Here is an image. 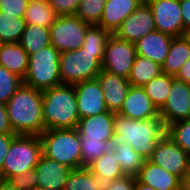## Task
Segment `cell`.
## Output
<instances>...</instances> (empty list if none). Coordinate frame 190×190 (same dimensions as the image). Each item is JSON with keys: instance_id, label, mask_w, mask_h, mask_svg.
Masks as SVG:
<instances>
[{"instance_id": "21", "label": "cell", "mask_w": 190, "mask_h": 190, "mask_svg": "<svg viewBox=\"0 0 190 190\" xmlns=\"http://www.w3.org/2000/svg\"><path fill=\"white\" fill-rule=\"evenodd\" d=\"M136 179L155 190H181V180L164 168L145 160Z\"/></svg>"}, {"instance_id": "16", "label": "cell", "mask_w": 190, "mask_h": 190, "mask_svg": "<svg viewBox=\"0 0 190 190\" xmlns=\"http://www.w3.org/2000/svg\"><path fill=\"white\" fill-rule=\"evenodd\" d=\"M101 85L104 100L109 111L117 113L131 87L127 78L102 70L96 77Z\"/></svg>"}, {"instance_id": "1", "label": "cell", "mask_w": 190, "mask_h": 190, "mask_svg": "<svg viewBox=\"0 0 190 190\" xmlns=\"http://www.w3.org/2000/svg\"><path fill=\"white\" fill-rule=\"evenodd\" d=\"M166 132L167 128L161 118L134 120L115 113L114 133L109 139V145L129 143L135 152L148 160Z\"/></svg>"}, {"instance_id": "42", "label": "cell", "mask_w": 190, "mask_h": 190, "mask_svg": "<svg viewBox=\"0 0 190 190\" xmlns=\"http://www.w3.org/2000/svg\"><path fill=\"white\" fill-rule=\"evenodd\" d=\"M0 133H14L9 122L5 103L0 102Z\"/></svg>"}, {"instance_id": "36", "label": "cell", "mask_w": 190, "mask_h": 190, "mask_svg": "<svg viewBox=\"0 0 190 190\" xmlns=\"http://www.w3.org/2000/svg\"><path fill=\"white\" fill-rule=\"evenodd\" d=\"M166 134L190 156V119L169 125Z\"/></svg>"}, {"instance_id": "32", "label": "cell", "mask_w": 190, "mask_h": 190, "mask_svg": "<svg viewBox=\"0 0 190 190\" xmlns=\"http://www.w3.org/2000/svg\"><path fill=\"white\" fill-rule=\"evenodd\" d=\"M111 35L101 26L91 24L87 28L82 48L85 51L97 52V60L102 64L106 43Z\"/></svg>"}, {"instance_id": "20", "label": "cell", "mask_w": 190, "mask_h": 190, "mask_svg": "<svg viewBox=\"0 0 190 190\" xmlns=\"http://www.w3.org/2000/svg\"><path fill=\"white\" fill-rule=\"evenodd\" d=\"M173 37L155 30L135 43L137 55L162 65L170 50Z\"/></svg>"}, {"instance_id": "7", "label": "cell", "mask_w": 190, "mask_h": 190, "mask_svg": "<svg viewBox=\"0 0 190 190\" xmlns=\"http://www.w3.org/2000/svg\"><path fill=\"white\" fill-rule=\"evenodd\" d=\"M102 71V64L97 60V52L78 50L60 53L59 73L62 84H76L78 82L96 78Z\"/></svg>"}, {"instance_id": "44", "label": "cell", "mask_w": 190, "mask_h": 190, "mask_svg": "<svg viewBox=\"0 0 190 190\" xmlns=\"http://www.w3.org/2000/svg\"><path fill=\"white\" fill-rule=\"evenodd\" d=\"M177 80L190 84V57L181 67L179 73L175 77Z\"/></svg>"}, {"instance_id": "35", "label": "cell", "mask_w": 190, "mask_h": 190, "mask_svg": "<svg viewBox=\"0 0 190 190\" xmlns=\"http://www.w3.org/2000/svg\"><path fill=\"white\" fill-rule=\"evenodd\" d=\"M23 84V79L0 66V102L7 103L17 89Z\"/></svg>"}, {"instance_id": "27", "label": "cell", "mask_w": 190, "mask_h": 190, "mask_svg": "<svg viewBox=\"0 0 190 190\" xmlns=\"http://www.w3.org/2000/svg\"><path fill=\"white\" fill-rule=\"evenodd\" d=\"M110 149L116 153V159L124 175L136 177L145 162V158L134 151L129 143L111 145Z\"/></svg>"}, {"instance_id": "15", "label": "cell", "mask_w": 190, "mask_h": 190, "mask_svg": "<svg viewBox=\"0 0 190 190\" xmlns=\"http://www.w3.org/2000/svg\"><path fill=\"white\" fill-rule=\"evenodd\" d=\"M134 120L160 118L159 111L143 87L131 86L121 109L117 112Z\"/></svg>"}, {"instance_id": "40", "label": "cell", "mask_w": 190, "mask_h": 190, "mask_svg": "<svg viewBox=\"0 0 190 190\" xmlns=\"http://www.w3.org/2000/svg\"><path fill=\"white\" fill-rule=\"evenodd\" d=\"M136 177L124 175L112 180L108 190H135Z\"/></svg>"}, {"instance_id": "46", "label": "cell", "mask_w": 190, "mask_h": 190, "mask_svg": "<svg viewBox=\"0 0 190 190\" xmlns=\"http://www.w3.org/2000/svg\"><path fill=\"white\" fill-rule=\"evenodd\" d=\"M181 190H190V167L181 179Z\"/></svg>"}, {"instance_id": "24", "label": "cell", "mask_w": 190, "mask_h": 190, "mask_svg": "<svg viewBox=\"0 0 190 190\" xmlns=\"http://www.w3.org/2000/svg\"><path fill=\"white\" fill-rule=\"evenodd\" d=\"M190 57V40L184 36L173 37L170 50L162 66V73L176 77Z\"/></svg>"}, {"instance_id": "2", "label": "cell", "mask_w": 190, "mask_h": 190, "mask_svg": "<svg viewBox=\"0 0 190 190\" xmlns=\"http://www.w3.org/2000/svg\"><path fill=\"white\" fill-rule=\"evenodd\" d=\"M5 105L15 134L40 136L44 132L42 91L23 83Z\"/></svg>"}, {"instance_id": "4", "label": "cell", "mask_w": 190, "mask_h": 190, "mask_svg": "<svg viewBox=\"0 0 190 190\" xmlns=\"http://www.w3.org/2000/svg\"><path fill=\"white\" fill-rule=\"evenodd\" d=\"M40 138L44 156L71 169L82 168L81 142L76 128L45 130Z\"/></svg>"}, {"instance_id": "19", "label": "cell", "mask_w": 190, "mask_h": 190, "mask_svg": "<svg viewBox=\"0 0 190 190\" xmlns=\"http://www.w3.org/2000/svg\"><path fill=\"white\" fill-rule=\"evenodd\" d=\"M144 0H106L102 17L97 25L114 34L122 22L135 11Z\"/></svg>"}, {"instance_id": "30", "label": "cell", "mask_w": 190, "mask_h": 190, "mask_svg": "<svg viewBox=\"0 0 190 190\" xmlns=\"http://www.w3.org/2000/svg\"><path fill=\"white\" fill-rule=\"evenodd\" d=\"M87 168L92 174L104 176L111 180L124 176V173L117 162L116 153L110 148L105 154L94 160Z\"/></svg>"}, {"instance_id": "49", "label": "cell", "mask_w": 190, "mask_h": 190, "mask_svg": "<svg viewBox=\"0 0 190 190\" xmlns=\"http://www.w3.org/2000/svg\"><path fill=\"white\" fill-rule=\"evenodd\" d=\"M185 35L190 40V30H188Z\"/></svg>"}, {"instance_id": "13", "label": "cell", "mask_w": 190, "mask_h": 190, "mask_svg": "<svg viewBox=\"0 0 190 190\" xmlns=\"http://www.w3.org/2000/svg\"><path fill=\"white\" fill-rule=\"evenodd\" d=\"M156 30L155 20L149 5L143 1L115 31L114 35L122 40L136 43Z\"/></svg>"}, {"instance_id": "14", "label": "cell", "mask_w": 190, "mask_h": 190, "mask_svg": "<svg viewBox=\"0 0 190 190\" xmlns=\"http://www.w3.org/2000/svg\"><path fill=\"white\" fill-rule=\"evenodd\" d=\"M74 88L80 119L109 111L97 78L78 82Z\"/></svg>"}, {"instance_id": "43", "label": "cell", "mask_w": 190, "mask_h": 190, "mask_svg": "<svg viewBox=\"0 0 190 190\" xmlns=\"http://www.w3.org/2000/svg\"><path fill=\"white\" fill-rule=\"evenodd\" d=\"M180 9L186 34L190 30V0H180Z\"/></svg>"}, {"instance_id": "10", "label": "cell", "mask_w": 190, "mask_h": 190, "mask_svg": "<svg viewBox=\"0 0 190 190\" xmlns=\"http://www.w3.org/2000/svg\"><path fill=\"white\" fill-rule=\"evenodd\" d=\"M148 160L177 176L180 180L190 167V156L167 134L159 140Z\"/></svg>"}, {"instance_id": "25", "label": "cell", "mask_w": 190, "mask_h": 190, "mask_svg": "<svg viewBox=\"0 0 190 190\" xmlns=\"http://www.w3.org/2000/svg\"><path fill=\"white\" fill-rule=\"evenodd\" d=\"M19 43L28 55L35 54L51 45L50 28L26 23Z\"/></svg>"}, {"instance_id": "9", "label": "cell", "mask_w": 190, "mask_h": 190, "mask_svg": "<svg viewBox=\"0 0 190 190\" xmlns=\"http://www.w3.org/2000/svg\"><path fill=\"white\" fill-rule=\"evenodd\" d=\"M136 56L134 43L112 34L106 43L102 70L128 79Z\"/></svg>"}, {"instance_id": "38", "label": "cell", "mask_w": 190, "mask_h": 190, "mask_svg": "<svg viewBox=\"0 0 190 190\" xmlns=\"http://www.w3.org/2000/svg\"><path fill=\"white\" fill-rule=\"evenodd\" d=\"M49 5L59 16L75 15L81 0H48Z\"/></svg>"}, {"instance_id": "31", "label": "cell", "mask_w": 190, "mask_h": 190, "mask_svg": "<svg viewBox=\"0 0 190 190\" xmlns=\"http://www.w3.org/2000/svg\"><path fill=\"white\" fill-rule=\"evenodd\" d=\"M25 25L24 18L0 12V44L19 43Z\"/></svg>"}, {"instance_id": "5", "label": "cell", "mask_w": 190, "mask_h": 190, "mask_svg": "<svg viewBox=\"0 0 190 190\" xmlns=\"http://www.w3.org/2000/svg\"><path fill=\"white\" fill-rule=\"evenodd\" d=\"M42 154L40 136L17 134L10 144L0 177L9 180L35 169Z\"/></svg>"}, {"instance_id": "11", "label": "cell", "mask_w": 190, "mask_h": 190, "mask_svg": "<svg viewBox=\"0 0 190 190\" xmlns=\"http://www.w3.org/2000/svg\"><path fill=\"white\" fill-rule=\"evenodd\" d=\"M150 7L156 30L180 37L185 35L179 0H144Z\"/></svg>"}, {"instance_id": "29", "label": "cell", "mask_w": 190, "mask_h": 190, "mask_svg": "<svg viewBox=\"0 0 190 190\" xmlns=\"http://www.w3.org/2000/svg\"><path fill=\"white\" fill-rule=\"evenodd\" d=\"M174 79V76L161 73L143 87L147 96L151 99L158 111L166 103V100L171 93V86Z\"/></svg>"}, {"instance_id": "12", "label": "cell", "mask_w": 190, "mask_h": 190, "mask_svg": "<svg viewBox=\"0 0 190 190\" xmlns=\"http://www.w3.org/2000/svg\"><path fill=\"white\" fill-rule=\"evenodd\" d=\"M159 116L166 128L178 121L190 119V84L173 80L171 93L159 110Z\"/></svg>"}, {"instance_id": "33", "label": "cell", "mask_w": 190, "mask_h": 190, "mask_svg": "<svg viewBox=\"0 0 190 190\" xmlns=\"http://www.w3.org/2000/svg\"><path fill=\"white\" fill-rule=\"evenodd\" d=\"M79 140L81 142L82 168L88 167L110 148L109 141L86 138H79Z\"/></svg>"}, {"instance_id": "47", "label": "cell", "mask_w": 190, "mask_h": 190, "mask_svg": "<svg viewBox=\"0 0 190 190\" xmlns=\"http://www.w3.org/2000/svg\"><path fill=\"white\" fill-rule=\"evenodd\" d=\"M135 190H155L153 187L140 183L137 179L135 181Z\"/></svg>"}, {"instance_id": "41", "label": "cell", "mask_w": 190, "mask_h": 190, "mask_svg": "<svg viewBox=\"0 0 190 190\" xmlns=\"http://www.w3.org/2000/svg\"><path fill=\"white\" fill-rule=\"evenodd\" d=\"M16 135L17 134L15 133H0V172L2 171L3 163L10 148V144Z\"/></svg>"}, {"instance_id": "17", "label": "cell", "mask_w": 190, "mask_h": 190, "mask_svg": "<svg viewBox=\"0 0 190 190\" xmlns=\"http://www.w3.org/2000/svg\"><path fill=\"white\" fill-rule=\"evenodd\" d=\"M71 168L41 155L35 171L38 173L37 186L47 190H64Z\"/></svg>"}, {"instance_id": "22", "label": "cell", "mask_w": 190, "mask_h": 190, "mask_svg": "<svg viewBox=\"0 0 190 190\" xmlns=\"http://www.w3.org/2000/svg\"><path fill=\"white\" fill-rule=\"evenodd\" d=\"M29 55L20 43L0 44V66L24 79L28 69Z\"/></svg>"}, {"instance_id": "6", "label": "cell", "mask_w": 190, "mask_h": 190, "mask_svg": "<svg viewBox=\"0 0 190 190\" xmlns=\"http://www.w3.org/2000/svg\"><path fill=\"white\" fill-rule=\"evenodd\" d=\"M60 52L52 45L29 55L28 69L23 83L40 91L60 85Z\"/></svg>"}, {"instance_id": "23", "label": "cell", "mask_w": 190, "mask_h": 190, "mask_svg": "<svg viewBox=\"0 0 190 190\" xmlns=\"http://www.w3.org/2000/svg\"><path fill=\"white\" fill-rule=\"evenodd\" d=\"M112 180L92 174L87 167L72 169L64 190H108Z\"/></svg>"}, {"instance_id": "39", "label": "cell", "mask_w": 190, "mask_h": 190, "mask_svg": "<svg viewBox=\"0 0 190 190\" xmlns=\"http://www.w3.org/2000/svg\"><path fill=\"white\" fill-rule=\"evenodd\" d=\"M14 185H16L20 190H28L32 187L37 186L38 183V173L35 169L24 172L20 175H16L9 179Z\"/></svg>"}, {"instance_id": "48", "label": "cell", "mask_w": 190, "mask_h": 190, "mask_svg": "<svg viewBox=\"0 0 190 190\" xmlns=\"http://www.w3.org/2000/svg\"><path fill=\"white\" fill-rule=\"evenodd\" d=\"M28 190H47V189L39 187V186H35V187H32L31 189H28Z\"/></svg>"}, {"instance_id": "34", "label": "cell", "mask_w": 190, "mask_h": 190, "mask_svg": "<svg viewBox=\"0 0 190 190\" xmlns=\"http://www.w3.org/2000/svg\"><path fill=\"white\" fill-rule=\"evenodd\" d=\"M106 0H81L76 16L84 22L97 25L102 17Z\"/></svg>"}, {"instance_id": "3", "label": "cell", "mask_w": 190, "mask_h": 190, "mask_svg": "<svg viewBox=\"0 0 190 190\" xmlns=\"http://www.w3.org/2000/svg\"><path fill=\"white\" fill-rule=\"evenodd\" d=\"M44 131L76 128L80 120L73 84H60L42 91Z\"/></svg>"}, {"instance_id": "18", "label": "cell", "mask_w": 190, "mask_h": 190, "mask_svg": "<svg viewBox=\"0 0 190 190\" xmlns=\"http://www.w3.org/2000/svg\"><path fill=\"white\" fill-rule=\"evenodd\" d=\"M115 112L107 111L81 118L77 124L79 138L109 141L114 133Z\"/></svg>"}, {"instance_id": "45", "label": "cell", "mask_w": 190, "mask_h": 190, "mask_svg": "<svg viewBox=\"0 0 190 190\" xmlns=\"http://www.w3.org/2000/svg\"><path fill=\"white\" fill-rule=\"evenodd\" d=\"M0 190H20L16 185H14L10 180L0 179Z\"/></svg>"}, {"instance_id": "26", "label": "cell", "mask_w": 190, "mask_h": 190, "mask_svg": "<svg viewBox=\"0 0 190 190\" xmlns=\"http://www.w3.org/2000/svg\"><path fill=\"white\" fill-rule=\"evenodd\" d=\"M162 73V66L146 57L136 56L128 78L131 86L144 87L153 78Z\"/></svg>"}, {"instance_id": "37", "label": "cell", "mask_w": 190, "mask_h": 190, "mask_svg": "<svg viewBox=\"0 0 190 190\" xmlns=\"http://www.w3.org/2000/svg\"><path fill=\"white\" fill-rule=\"evenodd\" d=\"M29 0H0V12L24 18Z\"/></svg>"}, {"instance_id": "8", "label": "cell", "mask_w": 190, "mask_h": 190, "mask_svg": "<svg viewBox=\"0 0 190 190\" xmlns=\"http://www.w3.org/2000/svg\"><path fill=\"white\" fill-rule=\"evenodd\" d=\"M90 25L76 15L59 16L50 26L51 45L60 53L78 50Z\"/></svg>"}, {"instance_id": "28", "label": "cell", "mask_w": 190, "mask_h": 190, "mask_svg": "<svg viewBox=\"0 0 190 190\" xmlns=\"http://www.w3.org/2000/svg\"><path fill=\"white\" fill-rule=\"evenodd\" d=\"M58 17L48 0H31L28 2L24 20L29 24L50 28Z\"/></svg>"}]
</instances>
